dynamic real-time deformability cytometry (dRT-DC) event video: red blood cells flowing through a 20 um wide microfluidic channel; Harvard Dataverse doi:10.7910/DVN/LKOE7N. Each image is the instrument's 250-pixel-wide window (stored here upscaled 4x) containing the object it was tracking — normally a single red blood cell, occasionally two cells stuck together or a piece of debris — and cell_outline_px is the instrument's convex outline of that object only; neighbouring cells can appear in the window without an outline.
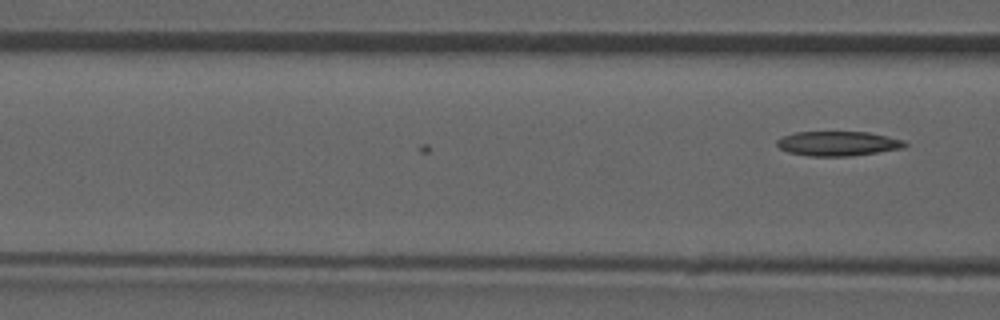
{"species": "common noctule bat (a hibernating species)", "species_latin": "Nyctalus noctula", "temperature_condition": "room temperature", "stored_images_in_passage": 7, "camera_frame_rate_fps": 3000, "um_per_image_px": 0.085, "animal": {"sex": "male", "forearm_length_mm": 52.5}, "frame": {"image": 1, "passage_image": 7, "time_ms": 2.0, "image_size_px": [1000, 320], "cell_outline_px": [[908, 144], [904, 148], [852, 156], [808, 156], [788, 152], [780, 148], [776, 144], [776, 140], [784, 136], [796, 132], [868, 132], [888, 136], [904, 140]], "centroid_in_image_um": [71.25, 12.2], "position_along_channel_um": 95.4, "area_um2": 18.38}}